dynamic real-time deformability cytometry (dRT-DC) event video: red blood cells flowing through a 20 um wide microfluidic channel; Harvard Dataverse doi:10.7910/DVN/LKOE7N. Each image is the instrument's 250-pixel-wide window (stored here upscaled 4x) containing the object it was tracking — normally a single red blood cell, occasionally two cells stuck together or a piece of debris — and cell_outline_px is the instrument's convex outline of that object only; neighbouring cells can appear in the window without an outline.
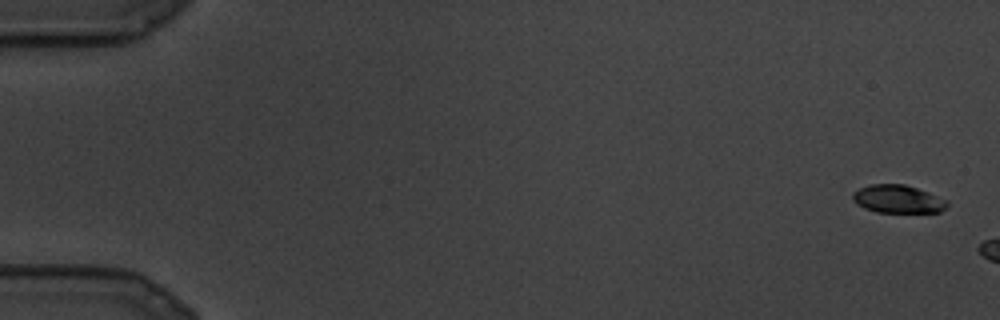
{"species": "common noctule bat (a hibernating species)", "species_latin": "Nyctalus noctula", "temperature_condition": "cold", "stored_images_in_passage": 6, "camera_frame_rate_fps": 3000, "um_per_image_px": 0.085, "animal": {"sex": "male", "body_mass_g": 19.5, "forearm_length_mm": 54.6}, "frame": {"image": 1, "passage_image": 1, "time_ms": 0.0, "image_size_px": [1000, 320], "cell_outline_px": [[948, 204], [940, 212], [876, 212], [864, 208], [856, 204], [852, 200], [852, 192], [868, 184], [904, 184], [928, 192], [948, 200]], "centroid_in_image_um": [76.28, 16.91], "position_along_channel_um": 8.7, "area_um2": 15.49}}